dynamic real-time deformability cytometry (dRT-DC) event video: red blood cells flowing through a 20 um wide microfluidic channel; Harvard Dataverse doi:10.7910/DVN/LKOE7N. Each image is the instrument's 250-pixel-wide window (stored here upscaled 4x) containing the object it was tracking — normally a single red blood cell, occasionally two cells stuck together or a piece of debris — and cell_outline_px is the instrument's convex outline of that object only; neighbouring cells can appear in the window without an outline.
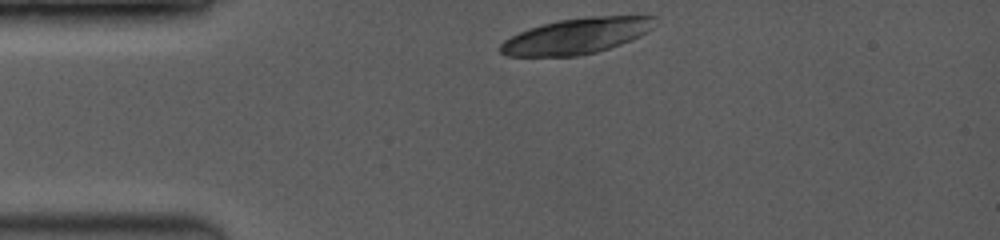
{"species": "common noctule bat (a hibernating species)", "species_latin": "Nyctalus noctula", "temperature_condition": "room temperature", "stored_images_in_passage": 3, "camera_frame_rate_fps": 3500, "um_per_image_px": 0.085, "animal": {"sex": "female", "body_mass_g": 19.0, "forearm_length_mm": 53.3}, "frame": {"image": 1, "passage_image": 1, "time_ms": 0.0, "image_size_px": [1000, 240], "cell_outline_px": [[656, 16], [652, 28], [640, 36], [620, 44], [596, 52], [576, 56], [508, 56], [500, 52], [500, 44], [504, 40], [528, 28], [560, 20], [588, 16]], "centroid_in_image_um": [48.99, 3.06], "position_along_channel_um": 36.0, "area_um2": 31.79}}